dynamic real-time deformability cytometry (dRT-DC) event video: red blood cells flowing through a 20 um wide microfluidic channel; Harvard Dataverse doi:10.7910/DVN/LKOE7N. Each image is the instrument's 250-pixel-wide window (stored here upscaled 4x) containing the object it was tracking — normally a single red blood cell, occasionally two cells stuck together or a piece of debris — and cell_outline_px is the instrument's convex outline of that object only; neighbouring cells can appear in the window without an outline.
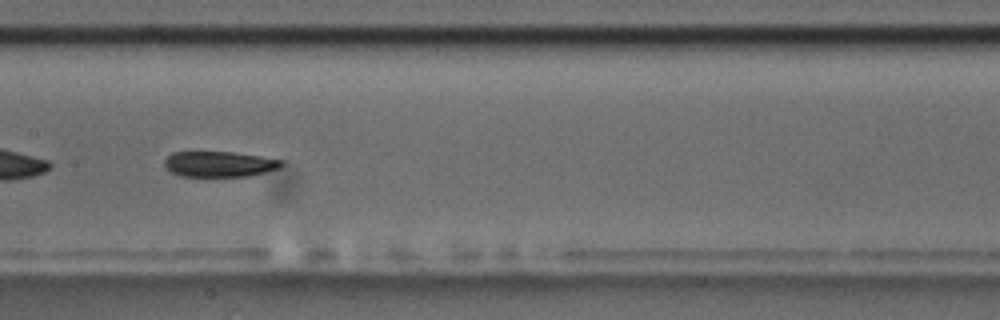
{"species": "common noctule bat (a hibernating species)", "species_latin": "Nyctalus noctula", "temperature_condition": "room temperature", "stored_images_in_passage": 50, "segment_of_instrument_passage": [2, 2], "camera_frame_rate_fps": 3000, "um_per_image_px": 0.085, "animal": {"sex": "male", "body_mass_g": 17.5, "forearm_length_mm": 52.3}, "frame": {"image": 1, "passage_image": 21, "time_ms": 6.667, "image_size_px": [1000, 320], "cell_outline_px": [[284, 164], [280, 168], [248, 176], [180, 176], [164, 168], [164, 160], [172, 152], [232, 152], [260, 156], [284, 160]], "centroid_in_image_um": [18.64, 13.94], "position_along_channel_um": 188.8, "area_um2": 17.46}}
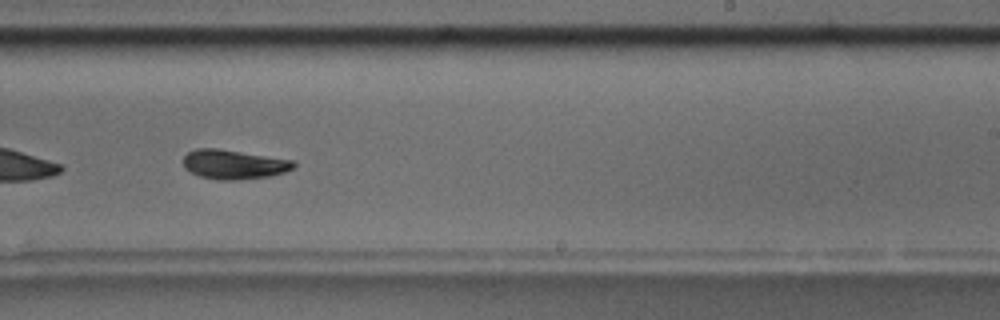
{"frame": {"image": 2, "passage_image": 28, "time_ms": 9.0, "image_size_px": [1000, 320], "cell_outline_px": [[296, 164], [292, 168], [284, 172], [268, 176], [236, 180], [220, 180], [200, 176], [184, 168], [184, 156], [188, 152], [196, 148], [216, 148], [296, 160]], "centroid_in_image_um": [19.88, 13.96], "position_along_channel_um": 269.1, "area_um2": 18.79}}